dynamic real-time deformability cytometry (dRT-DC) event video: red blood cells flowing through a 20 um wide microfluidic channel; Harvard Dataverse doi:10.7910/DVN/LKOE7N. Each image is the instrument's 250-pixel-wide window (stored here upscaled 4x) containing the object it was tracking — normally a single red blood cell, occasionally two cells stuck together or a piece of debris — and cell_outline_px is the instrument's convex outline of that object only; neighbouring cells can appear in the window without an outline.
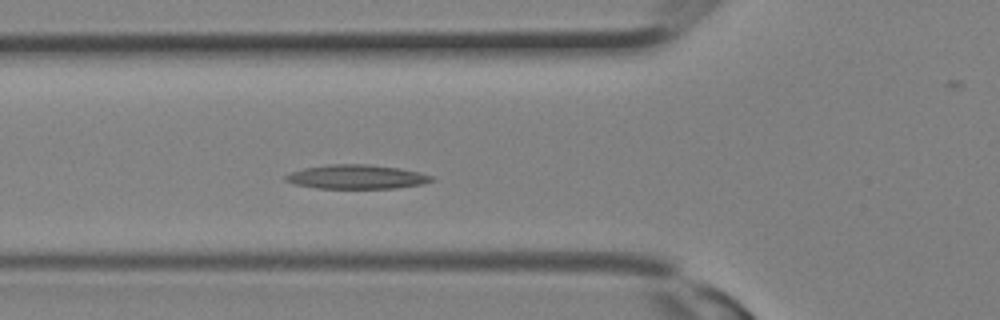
{"species": "Egyptian fruit bat (a non-hibernating species)", "species_latin": "Rousettus aegyptiacus", "temperature_condition": "room temperature", "stored_images_in_passage": 24, "camera_frame_rate_fps": 3000, "um_per_image_px": 0.085, "animal": {"sex": "female"}, "frame": {"image": 1, "passage_image": 5, "time_ms": 1.333, "image_size_px": [1000, 320], "cell_outline_px": [[436, 180], [424, 184], [396, 188], [316, 188], [296, 184], [284, 180], [284, 176], [292, 172], [304, 168], [328, 164], [368, 164], [400, 168], [420, 172], [432, 176]], "centroid_in_image_um": [30.35, 15.03], "position_along_channel_um": 95.4, "area_um2": 20.58}}
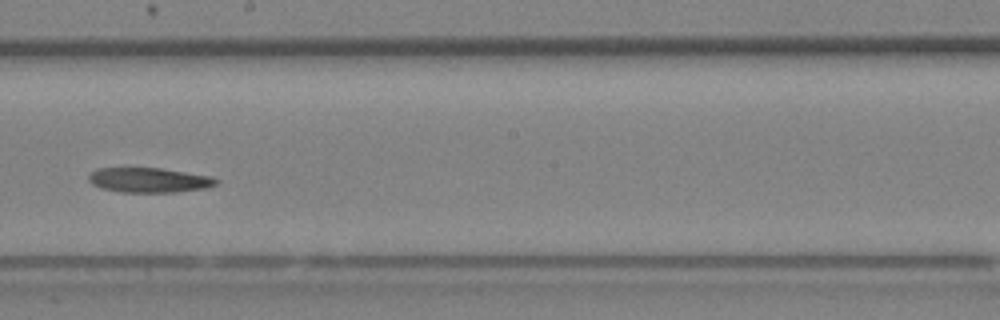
{"frame": {"image": 2, "passage_image": 11, "time_ms": 3.333, "image_size_px": [1000, 320], "cell_outline_px": [[220, 180], [216, 184], [204, 188], [176, 192], [120, 192], [100, 188], [92, 184], [88, 180], [88, 172], [96, 168], [124, 164], [160, 168], [212, 176]], "centroid_in_image_um": [12.54, 15.25], "position_along_channel_um": 235.7, "area_um2": 19.48}}
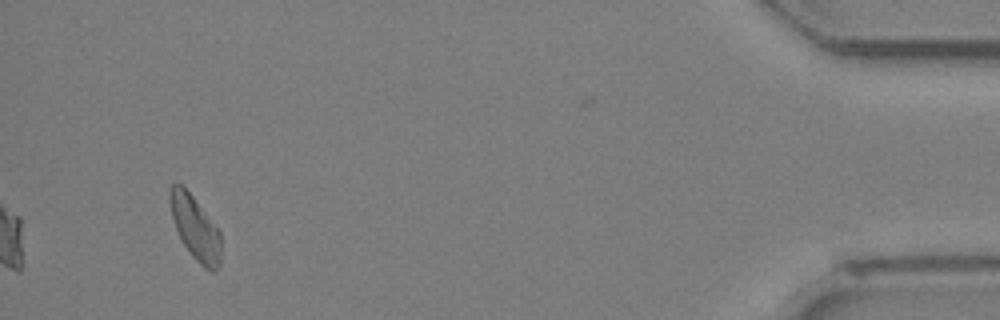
{"frame": {"image": 3, "passage_image": 22, "time_ms": 7.0, "image_size_px": [1000, 320], "cell_outline_px": [[220, 264], [216, 272], [212, 272], [204, 268], [192, 256], [184, 244], [176, 228], [172, 216], [168, 200], [168, 188], [176, 180], [192, 196], [220, 232]], "centroid_in_image_um": [16.57, 19.36], "position_along_channel_um": 418.6, "area_um2": 18.79}}